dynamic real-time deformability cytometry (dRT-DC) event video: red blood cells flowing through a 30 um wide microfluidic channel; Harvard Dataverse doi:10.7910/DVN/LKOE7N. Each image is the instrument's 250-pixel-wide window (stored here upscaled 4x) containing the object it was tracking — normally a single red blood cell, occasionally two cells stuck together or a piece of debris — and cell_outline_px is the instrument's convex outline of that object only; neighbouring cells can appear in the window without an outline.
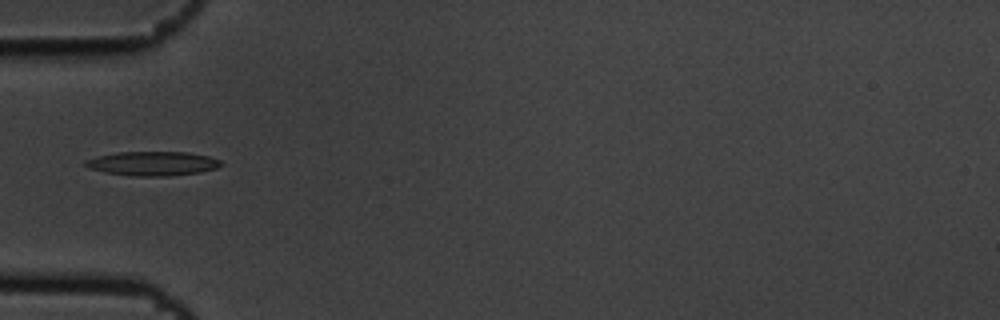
{"species": "common noctule bat (a hibernating species)", "species_latin": "Nyctalus noctula", "temperature_condition": "cold", "stored_images_in_passage": 5, "camera_frame_rate_fps": 3000, "um_per_image_px": 0.085, "animal": {"sex": "male", "body_mass_g": 19.5, "forearm_length_mm": 54.6}, "frame": {"image": 1, "passage_image": 5, "time_ms": 1.333, "image_size_px": [1000, 320], "cell_outline_px": [[224, 164], [216, 168], [200, 172], [168, 176], [128, 176], [104, 172], [88, 168], [84, 164], [84, 160], [116, 152], [188, 152], [208, 156], [220, 160]], "centroid_in_image_um": [12.97, 13.9], "position_along_channel_um": 72.0, "area_um2": 19.19}}